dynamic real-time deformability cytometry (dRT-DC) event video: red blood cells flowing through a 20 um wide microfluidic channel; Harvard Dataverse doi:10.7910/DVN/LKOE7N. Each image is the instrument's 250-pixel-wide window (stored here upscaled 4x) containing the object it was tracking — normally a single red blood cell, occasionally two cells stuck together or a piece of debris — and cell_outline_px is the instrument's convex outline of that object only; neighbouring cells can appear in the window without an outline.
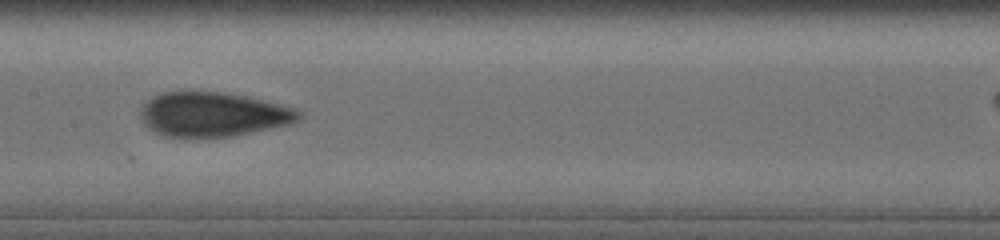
{"species": "human", "species_latin": "Homo sapiens", "temperature_condition": "cold", "stored_images_in_passage": 12, "camera_frame_rate_fps": 3000, "um_per_image_px": 0.085, "donor": {"sex": "male"}, "frame": {"image": 1, "passage_image": 6, "time_ms": 5.0, "image_size_px": [1000, 240], "cell_outline_px": [[300, 116], [296, 120], [288, 124], [236, 136], [196, 140], [184, 140], [164, 136], [148, 128], [144, 124], [140, 116], [140, 112], [144, 104], [152, 96], [164, 92], [224, 92], [244, 96], [292, 108], [300, 112]], "centroid_in_image_um": [18.0, 9.78], "position_along_channel_um": 189.4, "area_um2": 41.38}}
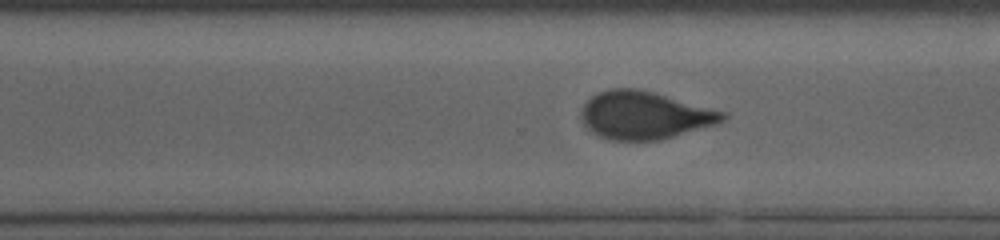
{"frame": {"image": 2, "passage_image": 10, "time_ms": 8.333, "image_size_px": [1000, 240], "cell_outline_px": [[728, 116], [724, 120], [712, 124], [660, 140], [612, 140], [600, 136], [592, 132], [584, 124], [580, 116], [580, 112], [584, 104], [592, 96], [608, 88], [636, 88], [728, 112]], "centroid_in_image_um": [54.75, 9.79], "position_along_channel_um": 315.8, "area_um2": 38.9}}